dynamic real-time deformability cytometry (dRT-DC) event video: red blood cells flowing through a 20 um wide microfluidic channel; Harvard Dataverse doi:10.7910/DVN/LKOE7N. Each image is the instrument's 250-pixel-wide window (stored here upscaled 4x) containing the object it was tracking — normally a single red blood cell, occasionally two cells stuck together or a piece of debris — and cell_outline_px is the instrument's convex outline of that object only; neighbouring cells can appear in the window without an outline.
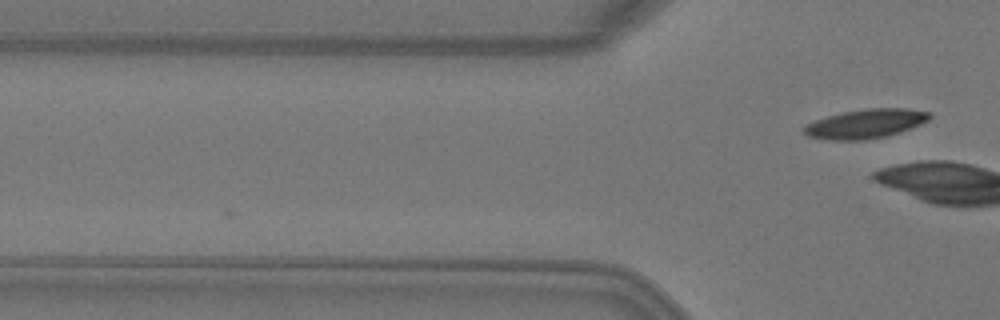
{"species": "Egyptian fruit bat (a non-hibernating species)", "species_latin": "Rousettus aegyptiacus", "temperature_condition": "warm", "stored_images_in_passage": 4, "camera_frame_rate_fps": 3000, "um_per_image_px": 0.085, "animal": {"sex": "female"}, "frame": {"image": 1, "passage_image": 4, "time_ms": 1.0, "image_size_px": [1000, 320], "cell_outline_px": [[932, 116], [928, 120], [920, 124], [900, 132], [884, 136], [864, 140], [828, 140], [808, 136], [804, 132], [804, 124], [828, 116], [844, 112], [868, 108], [908, 108], [928, 112]], "centroid_in_image_um": [73.57, 10.52], "position_along_channel_um": 52.2, "area_um2": 21.15}}